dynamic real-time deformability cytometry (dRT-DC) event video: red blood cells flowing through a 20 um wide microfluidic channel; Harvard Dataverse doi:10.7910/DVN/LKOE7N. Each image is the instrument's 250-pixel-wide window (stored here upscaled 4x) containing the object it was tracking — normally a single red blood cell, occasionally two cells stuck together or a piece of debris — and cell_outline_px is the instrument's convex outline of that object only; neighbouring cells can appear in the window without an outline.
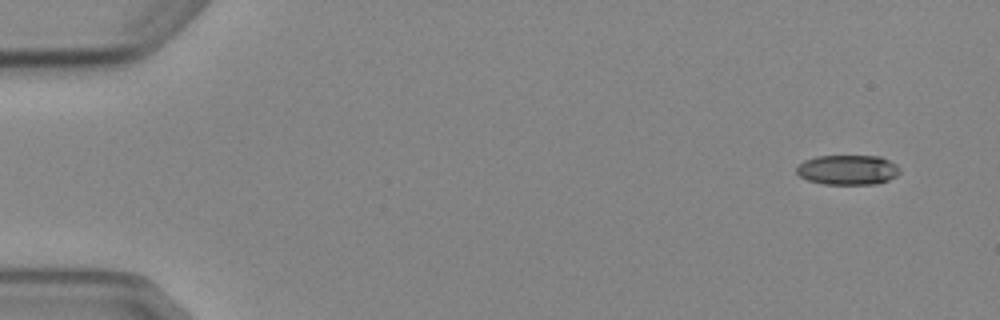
{"species": "Egyptian fruit bat (a non-hibernating species)", "species_latin": "Rousettus aegyptiacus", "temperature_condition": "cold", "stored_images_in_passage": 4, "camera_frame_rate_fps": 3000, "um_per_image_px": 0.085, "animal": {"sex": "female"}, "frame": {"image": 1, "passage_image": 1, "time_ms": 0.0, "image_size_px": [1000, 320], "cell_outline_px": [[900, 172], [896, 176], [888, 180], [876, 184], [824, 184], [808, 180], [800, 176], [796, 172], [796, 164], [804, 160], [816, 156], [880, 156], [896, 164], [900, 168]], "centroid_in_image_um": [72.04, 14.43], "position_along_channel_um": 13.0, "area_um2": 18.09}}